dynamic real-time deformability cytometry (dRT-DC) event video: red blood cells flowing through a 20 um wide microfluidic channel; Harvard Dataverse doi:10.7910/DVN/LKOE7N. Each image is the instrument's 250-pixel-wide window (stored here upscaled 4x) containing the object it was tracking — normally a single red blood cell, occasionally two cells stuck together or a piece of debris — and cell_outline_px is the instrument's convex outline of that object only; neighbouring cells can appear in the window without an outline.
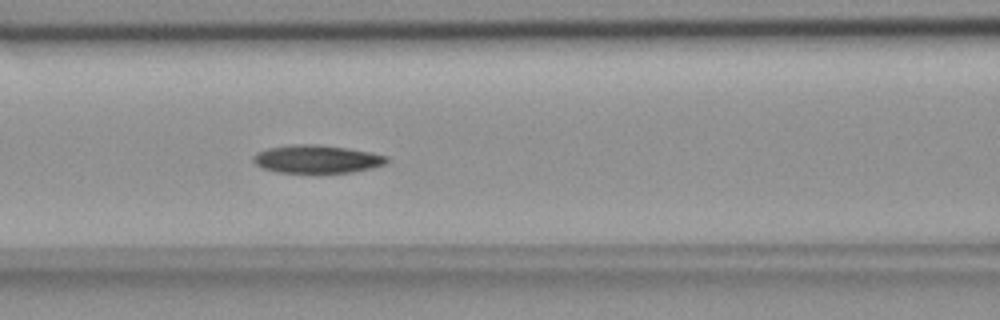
{"species": "common noctule bat (a hibernating species)", "species_latin": "Nyctalus noctula", "temperature_condition": "room temperature", "stored_images_in_passage": 42, "camera_frame_rate_fps": 3000, "um_per_image_px": 0.085, "animal": {"sex": "female", "body_mass_g": 18.4}, "frame": {"image": 1, "passage_image": 14, "time_ms": 4.333, "image_size_px": [1000, 320], "cell_outline_px": [[388, 160], [384, 164], [372, 168], [352, 172], [276, 172], [260, 168], [252, 160], [252, 156], [256, 152], [268, 148], [292, 144], [312, 144], [348, 148], [388, 156]], "centroid_in_image_um": [26.88, 13.52], "position_along_channel_um": 139.7, "area_um2": 21.73}}
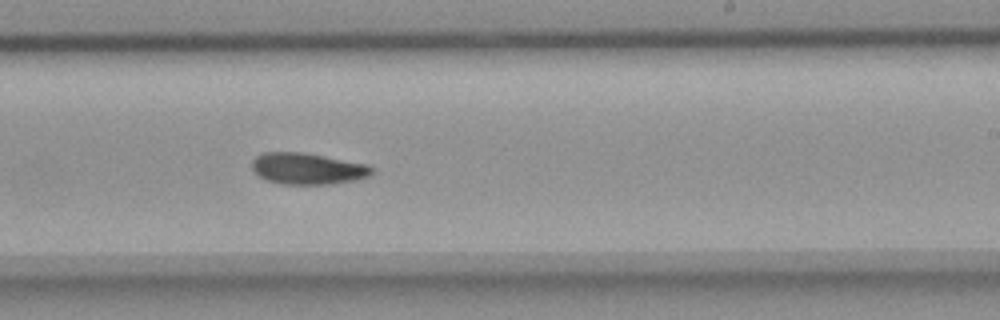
{"frame": {"image": 2, "passage_image": 24, "time_ms": 7.667, "image_size_px": [1000, 320], "cell_outline_px": [[372, 172], [368, 176], [356, 180], [332, 184], [280, 184], [264, 180], [252, 168], [252, 160], [256, 156], [264, 152], [304, 152], [368, 164], [372, 168]], "centroid_in_image_um": [26.13, 14.33], "position_along_channel_um": 262.9, "area_um2": 22.02}}
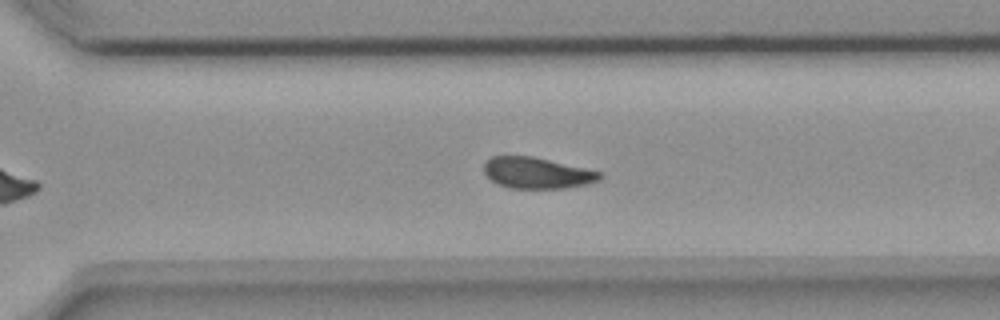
{"frame": {"image": 3, "passage_image": 29, "time_ms": 9.333, "image_size_px": [1000, 320], "cell_outline_px": [[604, 176], [600, 180], [588, 184], [564, 188], [508, 188], [496, 184], [484, 172], [484, 164], [492, 156], [532, 156], [604, 172]], "centroid_in_image_um": [45.69, 14.7], "position_along_channel_um": 324.9, "area_um2": 21.15}}